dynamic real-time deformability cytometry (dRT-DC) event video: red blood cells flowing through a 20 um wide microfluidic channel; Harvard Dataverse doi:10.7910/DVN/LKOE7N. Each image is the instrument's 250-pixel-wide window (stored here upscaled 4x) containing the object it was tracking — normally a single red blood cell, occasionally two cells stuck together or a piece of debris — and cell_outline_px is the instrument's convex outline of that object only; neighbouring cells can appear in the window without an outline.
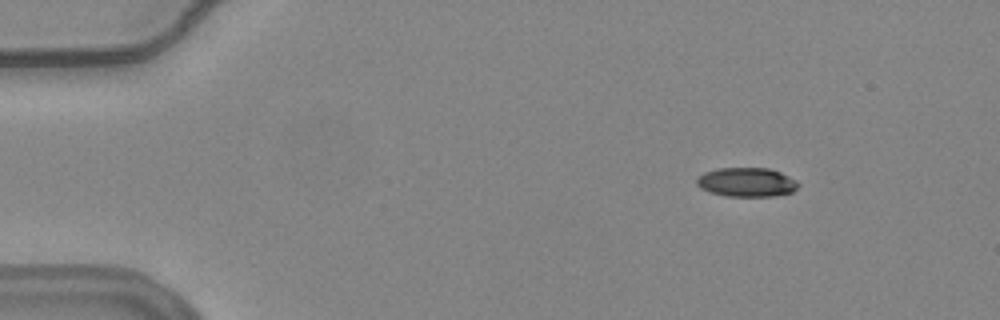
{"species": "common noctule bat (a hibernating species)", "species_latin": "Nyctalus noctula", "temperature_condition": "warm", "stored_images_in_passage": 38, "camera_frame_rate_fps": 3000, "um_per_image_px": 0.085, "animal": {"sex": "female", "body_mass_g": 24.6, "forearm_length_mm": 56.2}, "frame": {"image": 1, "passage_image": 4, "time_ms": 1.0, "image_size_px": [1000, 320], "cell_outline_px": [[800, 184], [792, 192], [772, 196], [728, 196], [708, 192], [700, 188], [696, 184], [696, 180], [704, 172], [716, 168], [768, 168], [780, 172], [796, 180]], "centroid_in_image_um": [63.44, 15.48], "position_along_channel_um": 21.6, "area_um2": 17.22}}
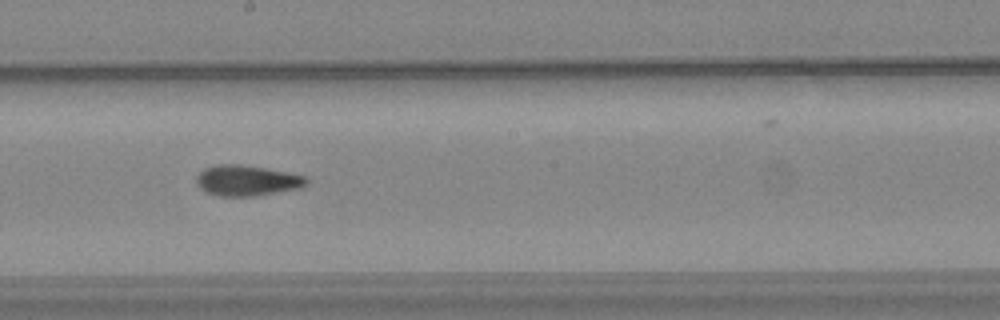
{"frame": {"image": 2, "passage_image": 28, "time_ms": 9.0, "image_size_px": [1000, 320], "cell_outline_px": [[308, 184], [300, 188], [256, 196], [216, 196], [204, 192], [196, 184], [196, 176], [204, 168], [216, 164], [240, 164], [288, 172], [308, 176]], "centroid_in_image_um": [20.98, 15.35], "position_along_channel_um": 227.2, "area_um2": 19.94}}
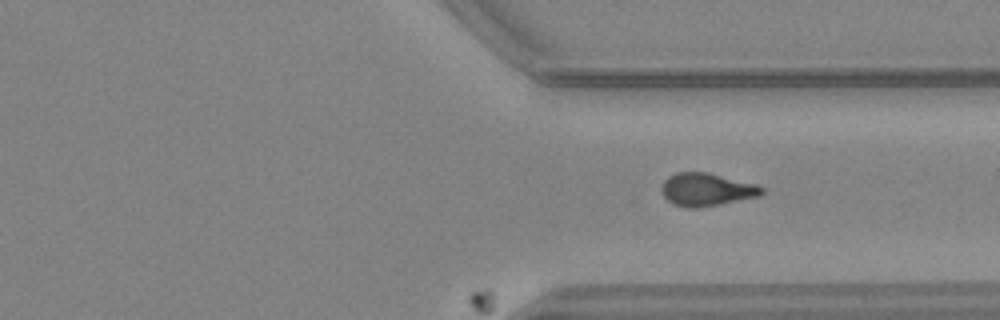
{"frame": {"image": 3, "passage_image": 38, "time_ms": 12.333, "image_size_px": [1000, 320], "cell_outline_px": [[764, 192], [760, 196], [720, 204], [696, 208], [688, 208], [676, 204], [668, 200], [660, 192], [660, 188], [664, 180], [668, 176], [676, 172], [708, 172], [760, 184], [764, 188]], "centroid_in_image_um": [60.09, 16.09], "position_along_channel_um": 351.3, "area_um2": 19.48}}